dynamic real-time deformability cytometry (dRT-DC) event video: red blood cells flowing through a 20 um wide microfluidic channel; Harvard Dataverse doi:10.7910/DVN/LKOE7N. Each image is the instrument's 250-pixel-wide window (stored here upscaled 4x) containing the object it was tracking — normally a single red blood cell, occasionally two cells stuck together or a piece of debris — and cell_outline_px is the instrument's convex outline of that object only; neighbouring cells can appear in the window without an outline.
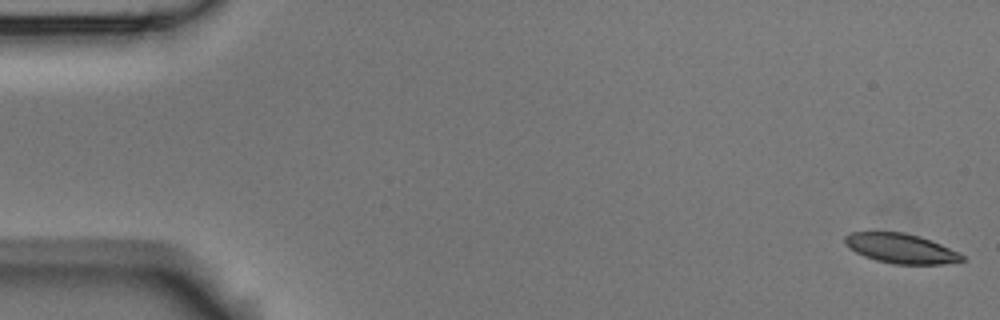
{"species": "Egyptian fruit bat (a non-hibernating species)", "species_latin": "Rousettus aegyptiacus", "temperature_condition": "room temperature", "stored_images_in_passage": 9, "camera_frame_rate_fps": 3000, "um_per_image_px": 0.085, "animal": {"sex": "male"}, "frame": {"image": 1, "passage_image": 1, "time_ms": 0.0, "image_size_px": [1000, 320], "cell_outline_px": [[964, 260], [944, 264], [892, 264], [876, 260], [864, 256], [848, 248], [844, 244], [844, 236], [852, 232], [904, 232], [920, 236], [932, 240], [960, 252], [964, 256]], "centroid_in_image_um": [76.58, 21.11], "position_along_channel_um": 8.4, "area_um2": 20.46}}
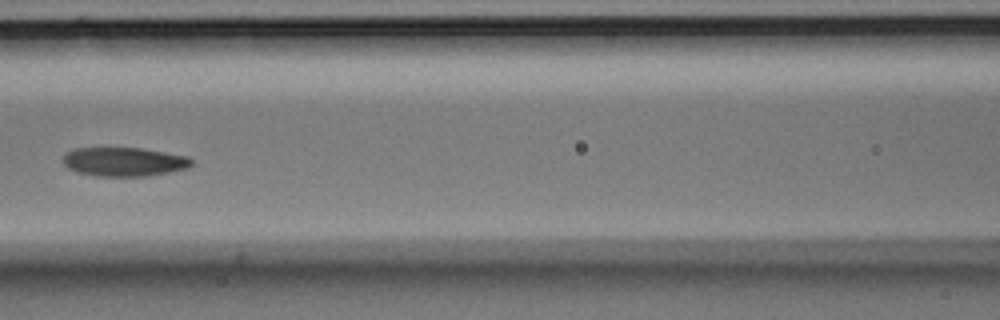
{"frame": {"image": 2, "passage_image": 7, "time_ms": 8.0, "image_size_px": [1000, 320], "cell_outline_px": [[192, 164], [188, 168], [168, 172], [144, 176], [96, 176], [76, 172], [68, 168], [64, 164], [64, 152], [76, 148], [140, 148], [188, 156], [192, 160]], "centroid_in_image_um": [10.52, 13.75], "position_along_channel_um": 156.1, "area_um2": 21.62}}
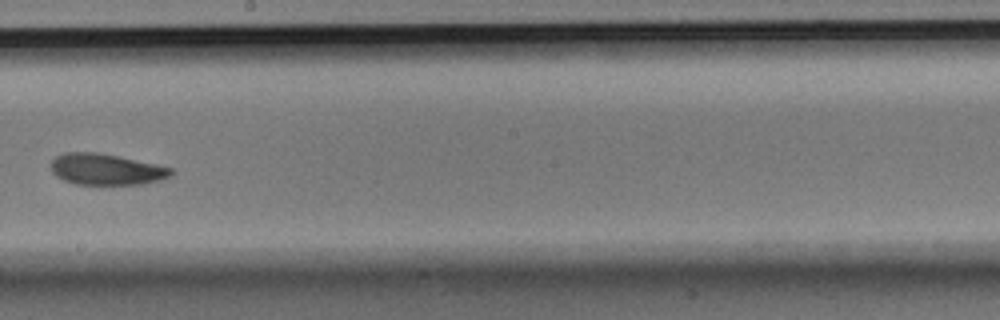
{"frame": {"image": 3, "passage_image": 9, "time_ms": 10.333, "image_size_px": [1000, 320], "cell_outline_px": [[172, 172], [168, 176], [160, 180], [144, 184], [76, 184], [64, 180], [56, 176], [52, 172], [52, 160], [56, 156], [64, 152], [96, 152], [156, 164], [172, 168]], "centroid_in_image_um": [8.99, 14.39], "position_along_channel_um": 239.2, "area_um2": 21.56}}